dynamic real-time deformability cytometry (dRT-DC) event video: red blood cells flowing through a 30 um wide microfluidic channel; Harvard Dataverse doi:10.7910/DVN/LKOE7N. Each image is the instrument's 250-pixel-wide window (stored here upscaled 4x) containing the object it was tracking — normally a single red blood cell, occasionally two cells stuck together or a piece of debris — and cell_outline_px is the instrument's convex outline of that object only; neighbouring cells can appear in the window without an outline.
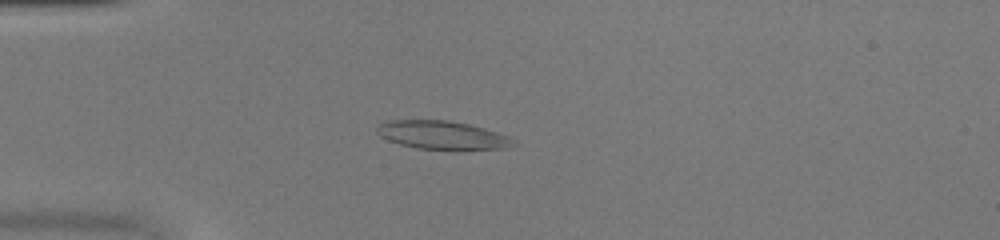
{"species": "common noctule bat (a hibernating species)", "species_latin": "Nyctalus noctula", "temperature_condition": "warm", "stored_images_in_passage": 41, "camera_frame_rate_fps": 3000, "um_per_image_px": 0.085, "animal": {"sex": "female", "body_mass_g": 20.0, "forearm_length_mm": 54.0}, "frame": {"image": 1, "passage_image": 4, "time_ms": 1.0, "image_size_px": [1000, 240], "cell_outline_px": [[516, 144], [508, 148], [416, 148], [400, 144], [388, 140], [380, 136], [376, 132], [376, 124], [388, 120], [448, 120], [468, 124], [484, 128], [508, 136], [516, 140]], "centroid_in_image_um": [37.54, 11.45], "position_along_channel_um": 47.5, "area_um2": 22.2}}
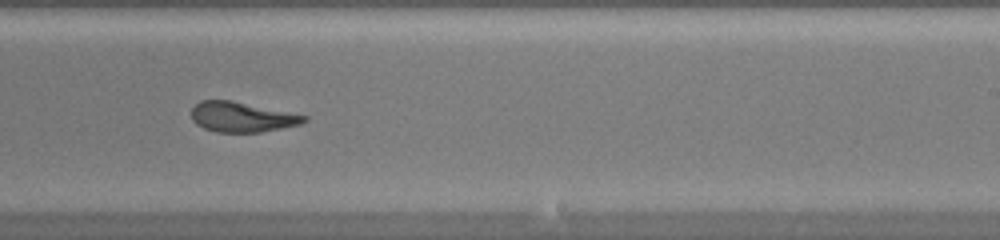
{"frame": {"image": 2, "passage_image": 22, "time_ms": 7.0, "image_size_px": [1000, 240], "cell_outline_px": [[308, 120], [300, 124], [260, 132], [216, 132], [204, 128], [196, 124], [192, 120], [192, 108], [200, 100], [232, 100], [308, 116]], "centroid_in_image_um": [20.54, 9.94], "position_along_channel_um": 268.5, "area_um2": 19.65}}
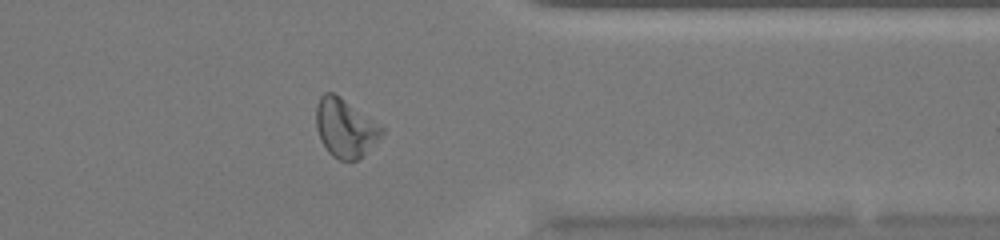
{"frame": {"image": 3, "passage_image": 31, "time_ms": 10.0, "image_size_px": [1000, 240], "cell_outline_px": [[384, 132], [356, 160], [340, 160], [332, 156], [328, 152], [320, 140], [316, 128], [316, 104], [320, 96], [324, 92], [336, 92], [384, 128]], "centroid_in_image_um": [29.28, 10.82], "position_along_channel_um": 382.1, "area_um2": 22.2}, "authors_computed_cell_mechanics": {"area_um2": 21.3282, "velocity_mm_per_s": 4.0524, "shape_relaxation_time_tau1_ms": 3.6277, "shape_relaxation_time_tau2_ms": 2.6919, "deformation_change_tau1": 0.1668, "deformation_change_tau2": 0.1174}}